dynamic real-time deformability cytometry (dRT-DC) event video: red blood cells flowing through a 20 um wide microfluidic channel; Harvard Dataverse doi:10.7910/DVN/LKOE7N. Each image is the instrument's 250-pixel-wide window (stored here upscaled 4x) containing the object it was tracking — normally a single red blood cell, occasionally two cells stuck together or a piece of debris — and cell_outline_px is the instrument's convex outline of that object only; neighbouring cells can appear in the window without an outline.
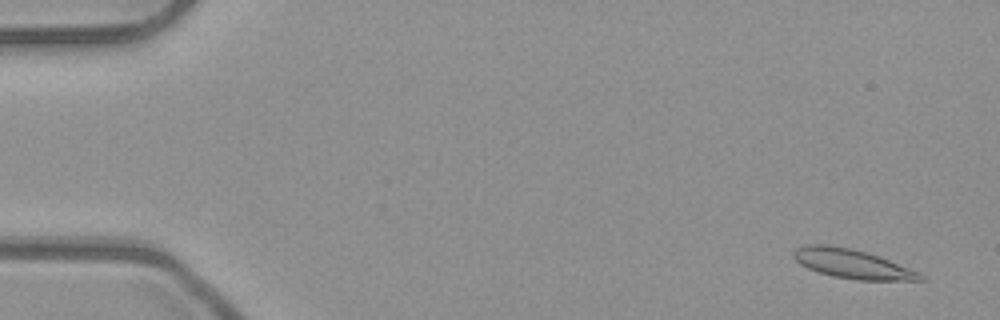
{"species": "common noctule bat (a hibernating species)", "species_latin": "Nyctalus noctula", "temperature_condition": "room temperature", "stored_images_in_passage": 53, "camera_frame_rate_fps": 3000, "um_per_image_px": 0.085, "animal": {"sex": "male", "body_mass_g": 23.1, "forearm_length_mm": 52.7}, "frame": {"image": 1, "passage_image": 3, "time_ms": 0.667, "image_size_px": [1000, 320], "cell_outline_px": [[928, 280], [856, 280], [832, 276], [808, 268], [800, 264], [792, 256], [792, 252], [796, 248], [808, 244], [828, 244], [868, 252], [880, 256], [920, 272]], "centroid_in_image_um": [72.45, 22.42], "position_along_channel_um": 12.5, "area_um2": 21.68}}
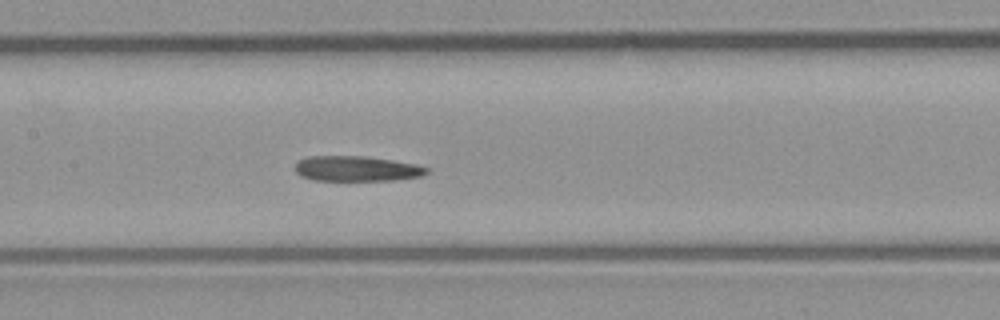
{"frame": {"image": 2, "passage_image": 26, "time_ms": 8.333, "image_size_px": [1000, 320], "cell_outline_px": [[428, 172], [424, 176], [396, 180], [312, 180], [300, 176], [296, 172], [296, 160], [308, 156], [364, 156], [392, 160], [416, 164], [428, 168]], "centroid_in_image_um": [30.31, 14.33], "position_along_channel_um": 177.1, "area_um2": 19.48}}
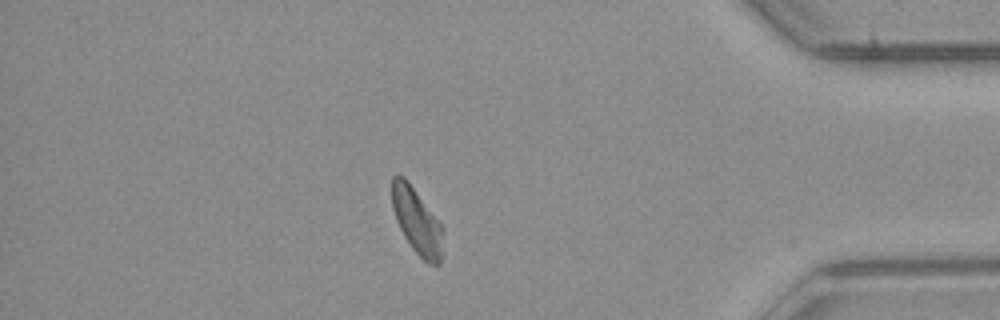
{"frame": {"image": 3, "passage_image": 46, "time_ms": 15.0, "image_size_px": [1000, 320], "cell_outline_px": [[444, 232], [440, 264], [428, 264], [412, 248], [404, 236], [396, 220], [392, 208], [392, 176], [396, 172], [404, 176], [408, 180], [444, 228]], "centroid_in_image_um": [35.43, 18.76], "position_along_channel_um": 399.8, "area_um2": 19.71}}